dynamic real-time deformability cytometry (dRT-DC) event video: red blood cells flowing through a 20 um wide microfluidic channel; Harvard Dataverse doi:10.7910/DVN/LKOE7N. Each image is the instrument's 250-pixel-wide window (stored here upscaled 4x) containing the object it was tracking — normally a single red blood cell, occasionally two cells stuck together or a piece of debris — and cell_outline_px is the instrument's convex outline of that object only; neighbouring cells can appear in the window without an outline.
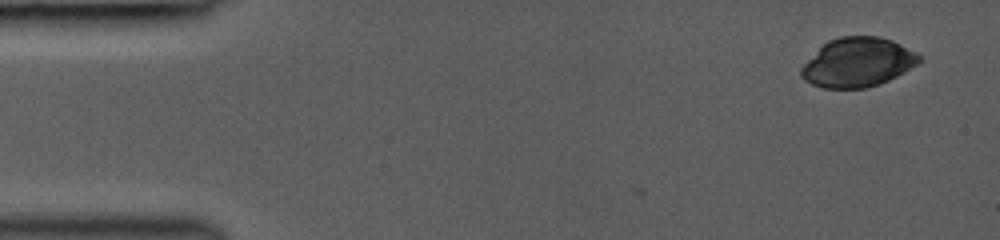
{"species": "common noctule bat (a hibernating species)", "species_latin": "Nyctalus noctula", "temperature_condition": "room temperature", "stored_images_in_passage": 6, "camera_frame_rate_fps": 3000, "um_per_image_px": 0.085, "animal": {"sex": "female", "body_mass_g": 19.0, "forearm_length_mm": 53.3}, "frame": {"image": 1, "passage_image": 6, "time_ms": 1.667, "image_size_px": [1000, 240], "cell_outline_px": [[924, 60], [904, 72], [880, 84], [868, 88], [824, 88], [812, 84], [804, 80], [800, 76], [800, 68], [828, 40], [840, 36], [880, 36], [892, 40], [916, 52]], "centroid_in_image_um": [72.92, 5.3], "position_along_channel_um": 12.1, "area_um2": 33.81}}